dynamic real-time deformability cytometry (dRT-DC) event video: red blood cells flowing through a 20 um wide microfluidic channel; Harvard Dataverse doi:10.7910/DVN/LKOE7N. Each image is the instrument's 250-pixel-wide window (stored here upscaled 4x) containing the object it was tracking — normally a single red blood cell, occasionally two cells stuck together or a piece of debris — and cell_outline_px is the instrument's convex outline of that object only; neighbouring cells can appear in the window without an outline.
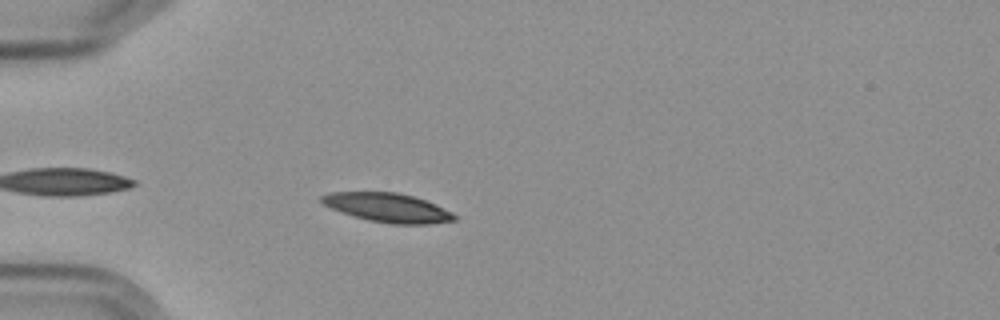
{"species": "Egyptian fruit bat (a non-hibernating species)", "species_latin": "Rousettus aegyptiacus", "temperature_condition": "cold", "stored_images_in_passage": 3, "camera_frame_rate_fps": 3000, "um_per_image_px": 0.085, "frame": {"image": 1, "passage_image": 3, "time_ms": 2.333, "image_size_px": [1000, 320], "cell_outline_px": [[456, 220], [428, 224], [392, 224], [368, 220], [332, 208], [324, 204], [320, 200], [320, 196], [328, 192], [396, 192], [412, 196], [436, 204], [452, 212], [456, 216]], "centroid_in_image_um": [32.97, 17.64], "position_along_channel_um": 52.0, "area_um2": 22.2}}